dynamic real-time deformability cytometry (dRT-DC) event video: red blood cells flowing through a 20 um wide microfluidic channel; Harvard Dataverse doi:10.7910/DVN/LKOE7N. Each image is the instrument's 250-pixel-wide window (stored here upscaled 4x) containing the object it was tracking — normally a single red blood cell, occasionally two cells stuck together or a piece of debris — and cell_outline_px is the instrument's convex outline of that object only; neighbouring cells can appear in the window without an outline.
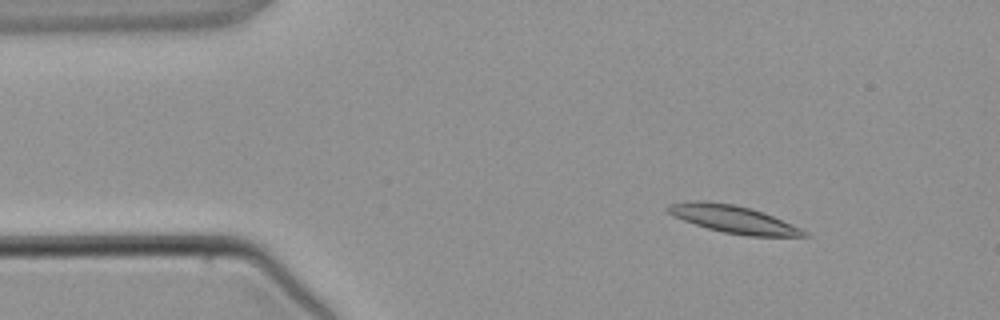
{"species": "common noctule bat (a hibernating species)", "species_latin": "Nyctalus noctula", "temperature_condition": "warm", "stored_images_in_passage": 4, "camera_frame_rate_fps": 3000, "um_per_image_px": 0.085, "animal": {"sex": "male", "body_mass_g": 21.5, "forearm_length_mm": 52.0}, "frame": {"image": 1, "passage_image": 2, "time_ms": 1.333, "image_size_px": [1000, 320], "cell_outline_px": [[812, 236], [748, 236], [724, 232], [708, 228], [672, 216], [664, 208], [668, 204], [684, 200], [704, 200], [732, 204], [752, 208], [764, 212], [792, 224], [808, 232]], "centroid_in_image_um": [62.29, 18.61], "position_along_channel_um": 22.7, "area_um2": 22.02}}
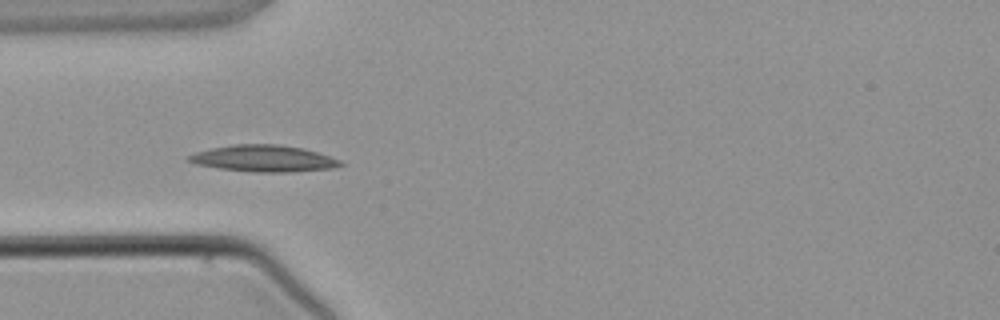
{"frame": {"image": 2, "passage_image": 4, "time_ms": 3.667, "image_size_px": [1000, 320], "cell_outline_px": [[344, 164], [332, 168], [288, 172], [256, 172], [220, 168], [196, 164], [184, 160], [188, 156], [196, 152], [212, 148], [232, 144], [276, 144], [304, 148], [340, 160]], "centroid_in_image_um": [22.38, 13.46], "position_along_channel_um": 62.6, "area_um2": 23.29}}